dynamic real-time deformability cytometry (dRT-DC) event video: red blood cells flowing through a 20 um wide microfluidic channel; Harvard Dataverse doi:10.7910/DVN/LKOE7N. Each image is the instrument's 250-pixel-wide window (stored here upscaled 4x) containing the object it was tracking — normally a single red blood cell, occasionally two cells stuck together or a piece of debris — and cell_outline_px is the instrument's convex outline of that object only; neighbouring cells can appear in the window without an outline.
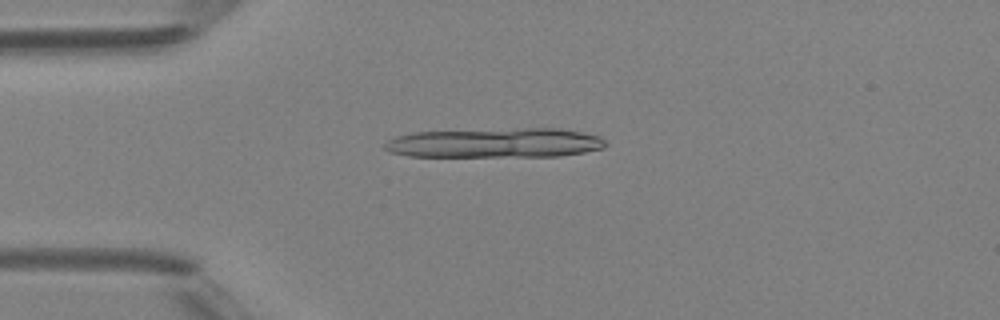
{"species": "Egyptian fruit bat (a non-hibernating species)", "species_latin": "Rousettus aegyptiacus", "temperature_condition": "room temperature", "stored_images_in_passage": 14, "camera_frame_rate_fps": 3000, "um_per_image_px": 0.085, "animal": {"sex": "female"}, "frame": {"image": 1, "passage_image": 10, "time_ms": 3.0, "image_size_px": [1000, 320], "cell_outline_px": [[608, 144], [604, 148], [584, 152], [560, 156], [408, 156], [388, 152], [384, 148], [384, 144], [388, 140], [396, 136], [416, 132], [524, 128], [560, 128], [584, 132], [600, 136]], "centroid_in_image_um": [42.13, 12.14], "position_along_channel_um": 42.9, "area_um2": 38.21}}